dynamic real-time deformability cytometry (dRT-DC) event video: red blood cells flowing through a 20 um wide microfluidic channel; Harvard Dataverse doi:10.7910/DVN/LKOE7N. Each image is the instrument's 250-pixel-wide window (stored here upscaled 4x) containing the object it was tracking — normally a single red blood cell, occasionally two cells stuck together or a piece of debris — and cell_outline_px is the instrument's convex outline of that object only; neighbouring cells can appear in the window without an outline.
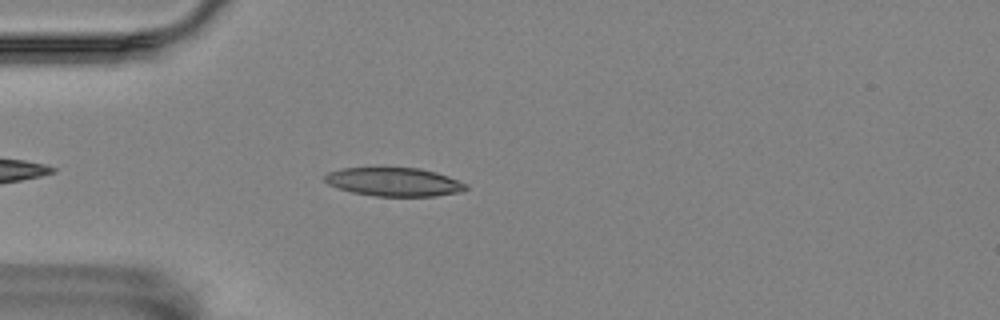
{"species": "Egyptian fruit bat (a non-hibernating species)", "species_latin": "Rousettus aegyptiacus", "temperature_condition": "room temperature", "stored_images_in_passage": 47, "camera_frame_rate_fps": 3000, "um_per_image_px": 0.085, "animal": {"sex": "female"}, "frame": {"image": 1, "passage_image": 6, "time_ms": 1.667, "image_size_px": [1000, 320], "cell_outline_px": [[468, 188], [460, 192], [436, 196], [376, 196], [352, 192], [328, 184], [324, 180], [324, 176], [328, 172], [340, 168], [420, 168], [436, 172], [448, 176], [468, 184]], "centroid_in_image_um": [33.51, 15.46], "position_along_channel_um": 51.5, "area_um2": 23.47}}
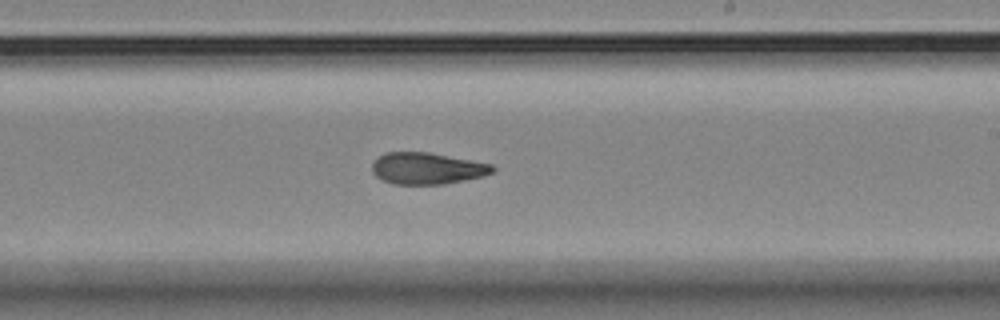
{"frame": {"image": 2, "passage_image": 24, "time_ms": 7.667, "image_size_px": [1000, 320], "cell_outline_px": [[496, 168], [492, 172], [484, 176], [444, 184], [392, 184], [376, 176], [372, 172], [372, 164], [384, 152], [428, 152], [492, 164]], "centroid_in_image_um": [36.3, 14.31], "position_along_channel_um": 252.7, "area_um2": 22.08}}
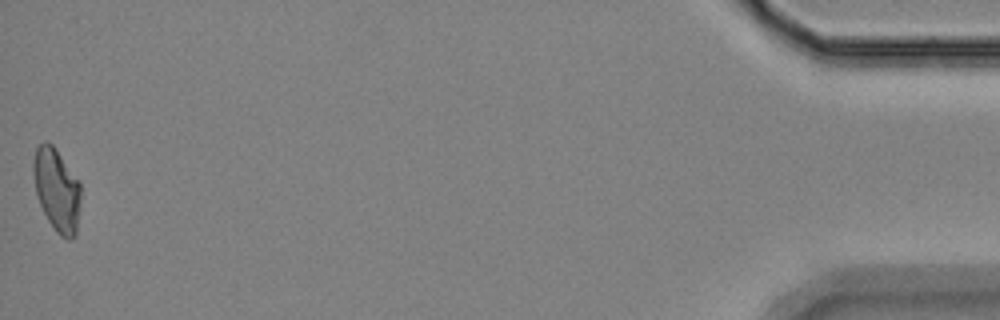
{"frame": {"image": 3, "passage_image": 47, "time_ms": 15.333, "image_size_px": [1000, 320], "cell_outline_px": [[80, 200], [76, 232], [72, 240], [68, 240], [60, 236], [56, 232], [48, 220], [36, 196], [32, 172], [32, 160], [36, 148], [44, 140], [52, 144], [80, 184]], "centroid_in_image_um": [4.79, 16.15], "position_along_channel_um": 430.4, "area_um2": 22.77}, "authors_computed_cell_mechanics": {"area_um2": 22.7732, "velocity_mm_per_s": 3.5098, "shape_relaxation_time_tau1_ms": null, "shape_relaxation_time_tau2_ms": 4.0705, "deformation_change_tau1": null, "deformation_change_tau2": 0.1196}}